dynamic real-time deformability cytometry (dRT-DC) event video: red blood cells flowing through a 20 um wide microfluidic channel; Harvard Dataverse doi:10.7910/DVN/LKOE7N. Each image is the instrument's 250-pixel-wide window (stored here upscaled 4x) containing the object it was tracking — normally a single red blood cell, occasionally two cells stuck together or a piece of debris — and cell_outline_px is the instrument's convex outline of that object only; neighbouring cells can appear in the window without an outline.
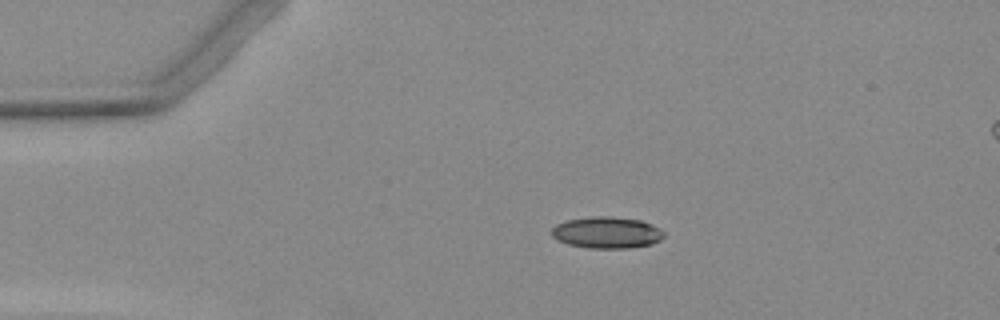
{"species": "Egyptian fruit bat (a non-hibernating species)", "species_latin": "Rousettus aegyptiacus", "temperature_condition": "warm", "stored_images_in_passage": 4, "camera_frame_rate_fps": 3000, "um_per_image_px": 0.085, "animal": {"sex": "female"}, "frame": {"image": 1, "passage_image": 1, "time_ms": 0.0, "image_size_px": [1000, 320], "cell_outline_px": [[664, 236], [660, 240], [652, 244], [628, 248], [588, 248], [568, 244], [556, 240], [552, 236], [552, 228], [556, 224], [568, 220], [592, 216], [612, 216], [640, 220], [664, 232]], "centroid_in_image_um": [51.54, 19.77], "position_along_channel_um": 33.5, "area_um2": 20.52}}
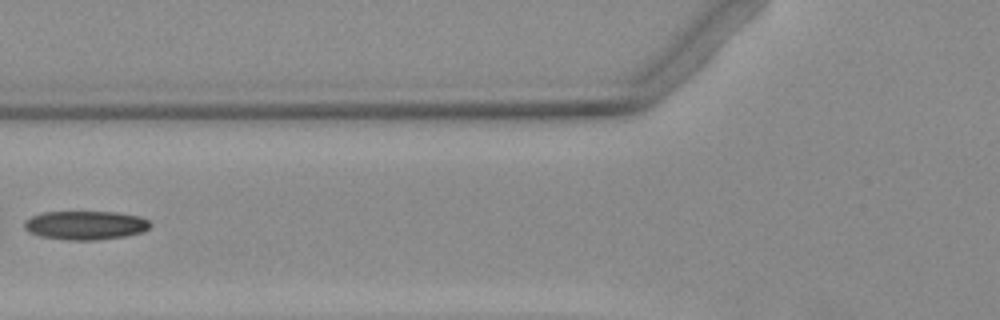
{"frame": {"image": 2, "passage_image": 3, "time_ms": 3.333, "image_size_px": [1000, 320], "cell_outline_px": [[152, 224], [144, 232], [124, 236], [96, 240], [64, 240], [40, 236], [28, 232], [24, 228], [24, 220], [32, 216], [44, 212], [116, 212], [140, 216], [148, 220]], "centroid_in_image_um": [7.26, 19.15], "position_along_channel_um": 118.5, "area_um2": 21.27}}
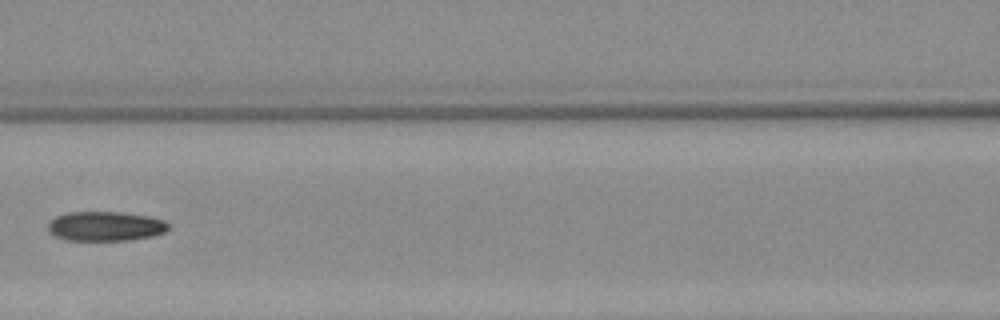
{"frame": {"image": 3, "passage_image": 4, "time_ms": 4.333, "image_size_px": [1000, 320], "cell_outline_px": [[168, 228], [164, 232], [152, 236], [128, 240], [64, 240], [48, 232], [48, 220], [56, 216], [68, 212], [120, 212], [148, 216], [164, 220], [168, 224]], "centroid_in_image_um": [8.91, 19.22], "position_along_channel_um": 157.7, "area_um2": 20.75}}